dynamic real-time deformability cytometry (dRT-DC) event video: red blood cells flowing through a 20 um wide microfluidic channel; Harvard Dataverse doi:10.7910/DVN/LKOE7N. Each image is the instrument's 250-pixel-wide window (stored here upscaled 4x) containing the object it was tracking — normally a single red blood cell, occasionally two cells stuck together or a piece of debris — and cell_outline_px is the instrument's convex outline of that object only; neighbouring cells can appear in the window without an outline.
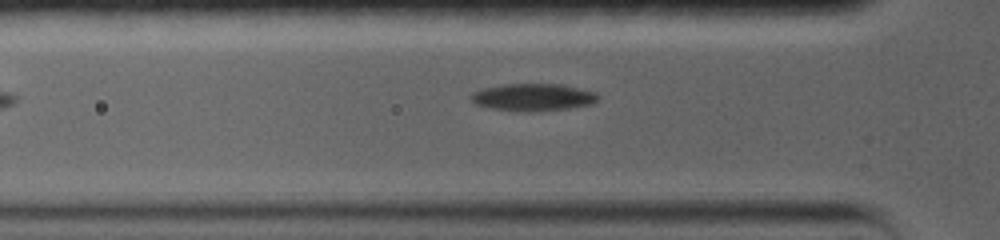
{"species": "common noctule bat (a hibernating species)", "species_latin": "Nyctalus noctula", "temperature_condition": "warm", "stored_images_in_passage": 3, "camera_frame_rate_fps": 5000, "um_per_image_px": 0.085, "animal": {"sex": "female", "body_mass_g": 19.0, "forearm_length_mm": 56.7}, "frame": {"image": 1, "passage_image": 3, "time_ms": 2.0, "image_size_px": [1000, 240], "cell_outline_px": [[600, 96], [592, 104], [540, 112], [528, 112], [492, 108], [476, 104], [468, 96], [472, 92], [480, 88], [504, 84], [564, 84], [596, 92]], "centroid_in_image_um": [45.3, 8.25], "position_along_channel_um": 80.5, "area_um2": 20.4}}